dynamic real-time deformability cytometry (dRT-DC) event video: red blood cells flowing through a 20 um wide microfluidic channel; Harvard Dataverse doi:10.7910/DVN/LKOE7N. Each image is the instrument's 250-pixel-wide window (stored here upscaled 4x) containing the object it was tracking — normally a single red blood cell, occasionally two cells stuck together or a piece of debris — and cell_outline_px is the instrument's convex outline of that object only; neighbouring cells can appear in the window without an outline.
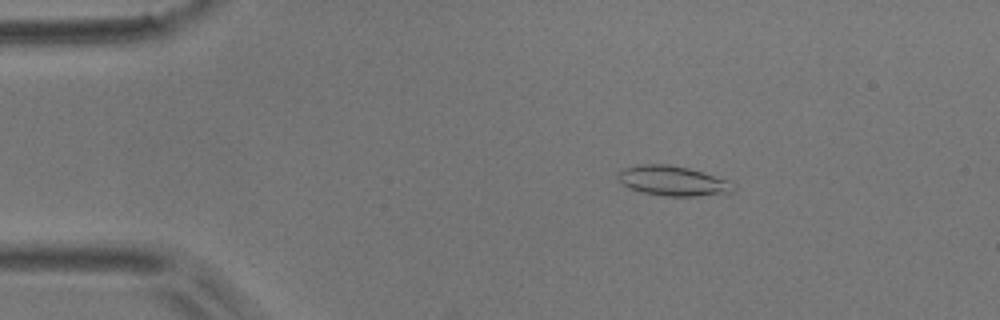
{"species": "common noctule bat (a hibernating species)", "species_latin": "Nyctalus noctula", "temperature_condition": "room temperature", "stored_images_in_passage": 5, "camera_frame_rate_fps": 3000, "um_per_image_px": 0.085, "animal": {"sex": "male", "body_mass_g": 17.9}, "frame": {"image": 1, "passage_image": 2, "time_ms": 1.333, "image_size_px": [1000, 320], "cell_outline_px": [[736, 188], [732, 192], [696, 196], [668, 196], [644, 192], [628, 188], [616, 176], [624, 168], [636, 164], [668, 164], [688, 168], [728, 180]], "centroid_in_image_um": [57.18, 15.36], "position_along_channel_um": 27.8, "area_um2": 19.83}}
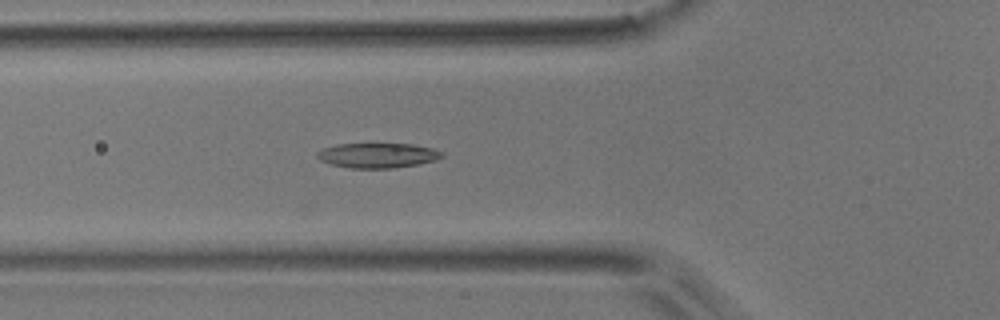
{"frame": {"image": 2, "passage_image": 5, "time_ms": 4.667, "image_size_px": [1000, 320], "cell_outline_px": [[444, 156], [436, 160], [420, 164], [392, 168], [348, 168], [332, 164], [320, 160], [316, 156], [316, 152], [324, 148], [336, 144], [412, 144], [432, 148], [444, 152]], "centroid_in_image_um": [32.12, 13.21], "position_along_channel_um": 93.7, "area_um2": 18.15}}